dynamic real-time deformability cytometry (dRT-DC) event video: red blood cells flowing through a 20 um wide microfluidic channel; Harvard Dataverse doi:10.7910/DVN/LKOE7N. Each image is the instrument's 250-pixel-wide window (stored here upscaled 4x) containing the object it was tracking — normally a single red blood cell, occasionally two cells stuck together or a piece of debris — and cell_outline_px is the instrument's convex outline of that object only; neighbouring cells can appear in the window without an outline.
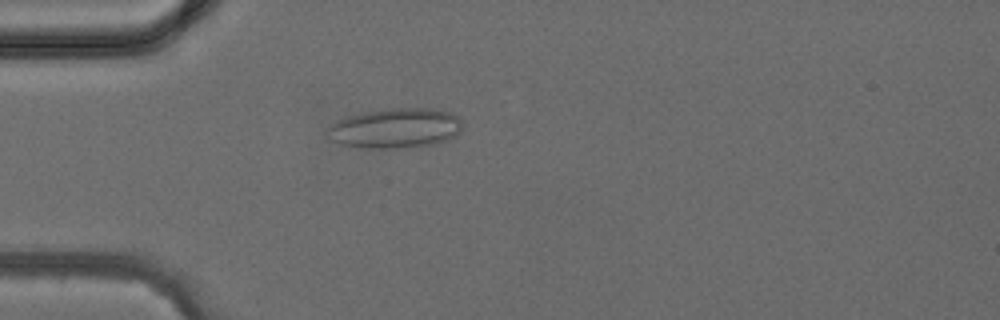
{"species": "common noctule bat (a hibernating species)", "species_latin": "Nyctalus noctula", "temperature_condition": "cold", "stored_images_in_passage": 1, "camera_frame_rate_fps": 3000, "um_per_image_px": 0.085, "animal": {"sex": "female", "body_mass_g": 24.6, "forearm_length_mm": 56.2}, "frame": {"image": 1, "passage_image": 1, "time_ms": 0.0, "image_size_px": [1000, 320], "cell_outline_px": [[464, 124], [460, 132], [456, 136], [448, 140], [432, 144], [404, 148], [360, 148], [340, 144], [332, 140], [324, 128], [344, 116], [392, 108], [432, 108], [448, 112], [460, 116]], "centroid_in_image_um": [33.62, 10.9], "position_along_channel_um": 51.4, "area_um2": 31.85}}